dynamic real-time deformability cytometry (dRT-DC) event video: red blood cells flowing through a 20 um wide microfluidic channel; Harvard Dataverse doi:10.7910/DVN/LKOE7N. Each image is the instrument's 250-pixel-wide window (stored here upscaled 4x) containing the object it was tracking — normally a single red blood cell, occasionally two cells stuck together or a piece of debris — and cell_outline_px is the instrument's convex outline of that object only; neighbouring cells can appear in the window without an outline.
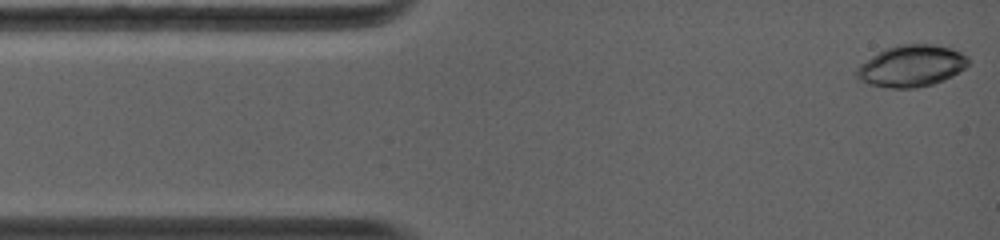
{"species": "common noctule bat (a hibernating species)", "species_latin": "Nyctalus noctula", "temperature_condition": "warm", "stored_images_in_passage": 51, "camera_frame_rate_fps": 5000, "um_per_image_px": 0.085, "animal": {"sex": "female", "body_mass_g": 19.0, "forearm_length_mm": 56.7}, "frame": {"image": 1, "passage_image": 1, "time_ms": 0.0, "image_size_px": [1000, 240], "cell_outline_px": [[968, 64], [964, 68], [952, 76], [944, 80], [932, 84], [916, 88], [888, 88], [868, 84], [860, 80], [856, 76], [856, 68], [860, 64], [884, 48], [900, 44], [932, 44], [952, 48], [968, 56]], "centroid_in_image_um": [77.46, 5.6], "position_along_channel_um": 7.5, "area_um2": 27.17}}
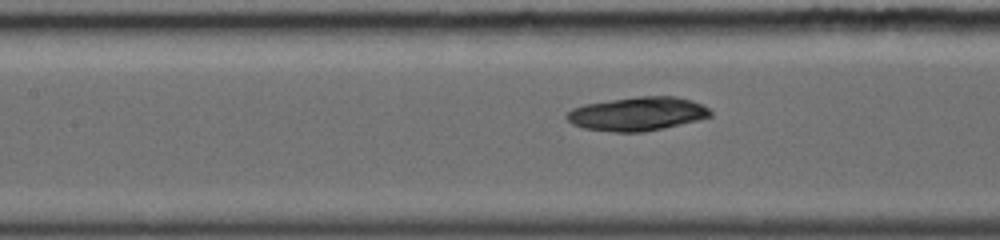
{"frame": {"image": 2, "passage_image": 17, "time_ms": 5.2, "image_size_px": [1000, 240], "cell_outline_px": [[712, 116], [664, 128], [640, 132], [616, 132], [584, 128], [572, 124], [564, 116], [572, 108], [584, 104], [636, 96], [676, 96], [692, 100], [708, 108], [712, 112]], "centroid_in_image_um": [54.16, 9.67], "position_along_channel_um": 153.2, "area_um2": 28.15}}
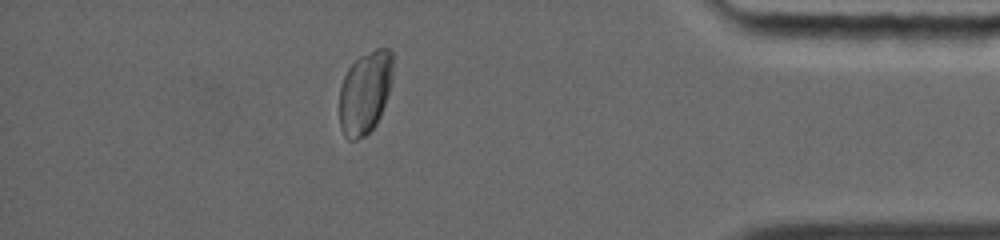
{"frame": {"image": 3, "passage_image": 38, "time_ms": 12.0, "image_size_px": [1000, 240], "cell_outline_px": [[392, 80], [380, 116], [376, 124], [364, 136], [356, 140], [348, 140], [344, 136], [340, 128], [340, 88], [344, 76], [348, 68], [360, 56], [376, 48], [388, 48], [392, 52]], "centroid_in_image_um": [31.02, 7.86], "position_along_channel_um": 404.2, "area_um2": 25.66}, "authors_computed_cell_mechanics": {"area_um2": 27.2816, "velocity_mm_per_s": 4.2271, "shape_relaxation_time_tau1_ms": 4.7905, "shape_relaxation_time_tau2_ms": null, "deformation_change_tau1": 0.0857, "deformation_change_tau2": null}}